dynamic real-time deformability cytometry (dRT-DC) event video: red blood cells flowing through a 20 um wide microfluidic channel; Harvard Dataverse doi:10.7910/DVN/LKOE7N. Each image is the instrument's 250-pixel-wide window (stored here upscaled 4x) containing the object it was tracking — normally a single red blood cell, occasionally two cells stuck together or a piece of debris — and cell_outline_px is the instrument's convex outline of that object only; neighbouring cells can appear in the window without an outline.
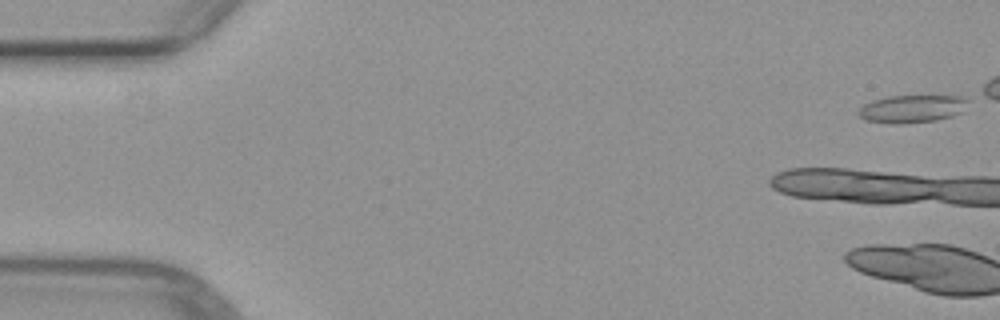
{"species": "common noctule bat (a hibernating species)", "species_latin": "Nyctalus noctula", "temperature_condition": "warm", "stored_images_in_passage": 3, "camera_frame_rate_fps": 3000, "um_per_image_px": 0.085, "animal": {"sex": "female", "body_mass_g": 29.2, "forearm_length_mm": 56.3}, "frame": {"image": 1, "passage_image": 1, "time_ms": 0.0, "image_size_px": [1000, 320], "cell_outline_px": [[968, 100], [960, 112], [952, 116], [936, 120], [900, 124], [892, 124], [868, 120], [860, 116], [856, 112], [864, 104], [888, 96], [964, 96]], "centroid_in_image_um": [77.5, 9.25], "position_along_channel_um": 7.5, "area_um2": 17.4}}